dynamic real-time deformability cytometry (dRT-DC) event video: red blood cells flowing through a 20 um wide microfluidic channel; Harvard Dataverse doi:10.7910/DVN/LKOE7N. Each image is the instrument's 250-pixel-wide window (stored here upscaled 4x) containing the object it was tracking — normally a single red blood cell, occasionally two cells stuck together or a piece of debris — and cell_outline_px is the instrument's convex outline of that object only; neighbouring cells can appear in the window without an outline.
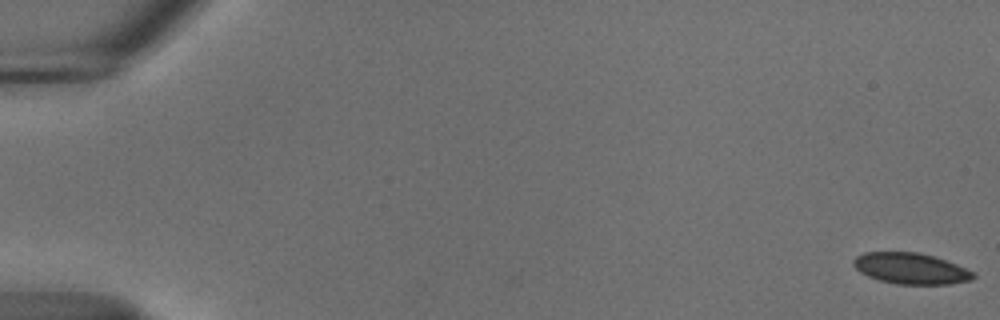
{"species": "common noctule bat (a hibernating species)", "species_latin": "Nyctalus noctula", "temperature_condition": "cold", "stored_images_in_passage": 17, "camera_frame_rate_fps": 3000, "um_per_image_px": 0.085, "animal": {"sex": "male", "body_mass_g": 18.8}, "frame": {"image": 1, "passage_image": 1, "time_ms": 0.0, "image_size_px": [1000, 320], "cell_outline_px": [[976, 276], [972, 280], [948, 284], [896, 284], [880, 280], [868, 276], [860, 272], [852, 264], [852, 260], [856, 256], [864, 252], [916, 252], [932, 256], [956, 264], [976, 272]], "centroid_in_image_um": [77.42, 22.82], "position_along_channel_um": 7.6, "area_um2": 21.68}}
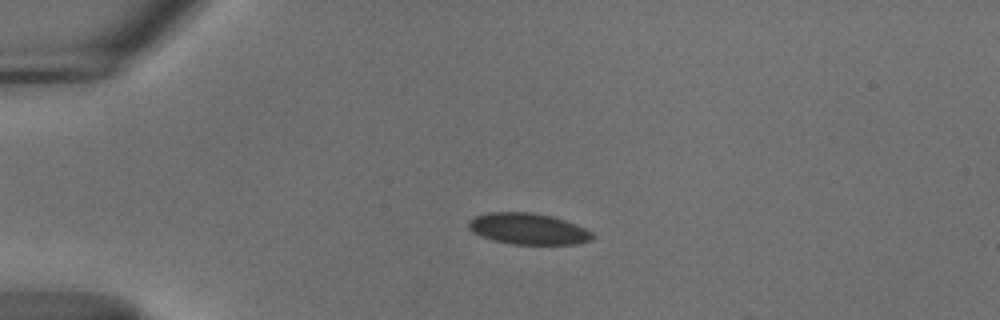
{"frame": {"image": 2, "passage_image": 14, "time_ms": 4.333, "image_size_px": [1000, 320], "cell_outline_px": [[596, 236], [592, 240], [576, 244], [512, 244], [492, 240], [472, 232], [468, 228], [468, 220], [476, 216], [488, 212], [532, 212], [552, 216], [576, 224], [592, 232]], "centroid_in_image_um": [44.89, 19.45], "position_along_channel_um": 40.1, "area_um2": 22.66}}